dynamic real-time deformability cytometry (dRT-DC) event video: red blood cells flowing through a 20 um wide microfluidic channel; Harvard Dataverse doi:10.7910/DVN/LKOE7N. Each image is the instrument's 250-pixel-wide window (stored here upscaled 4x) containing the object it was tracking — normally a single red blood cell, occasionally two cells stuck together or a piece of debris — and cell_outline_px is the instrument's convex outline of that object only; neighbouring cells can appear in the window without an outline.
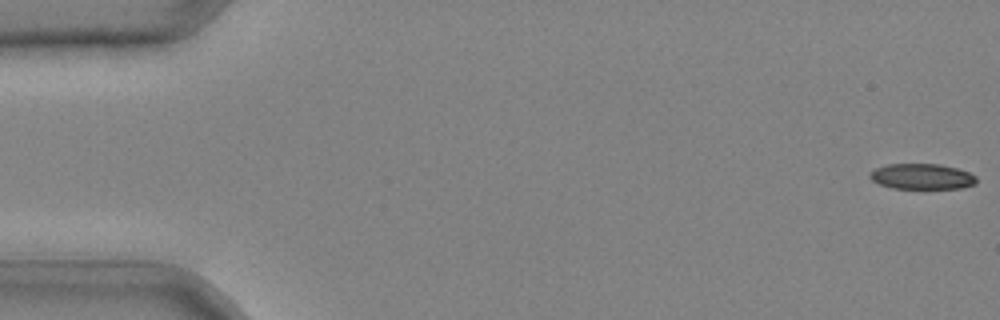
{"species": "common noctule bat (a hibernating species)", "species_latin": "Nyctalus noctula", "temperature_condition": "cold", "stored_images_in_passage": 42, "camera_frame_rate_fps": 3000, "um_per_image_px": 0.085, "animal": {"sex": "male", "body_mass_g": 20.4}, "frame": {"image": 1, "passage_image": 1, "time_ms": 0.0, "image_size_px": [1000, 320], "cell_outline_px": [[976, 184], [960, 188], [892, 188], [880, 184], [872, 180], [868, 176], [876, 168], [888, 164], [940, 164], [956, 168], [968, 172], [976, 176]], "centroid_in_image_um": [78.37, 15.0], "position_along_channel_um": 6.6, "area_um2": 15.72}}
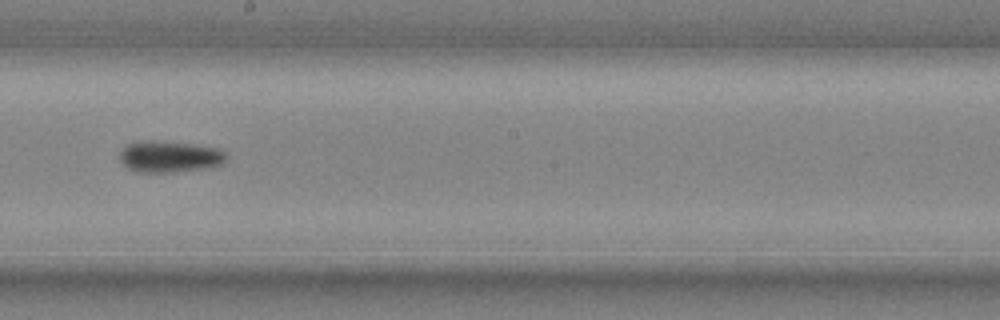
{"frame": {"image": 2, "passage_image": 25, "time_ms": 8.0, "image_size_px": [1000, 320], "cell_outline_px": [[228, 160], [224, 164], [208, 168], [176, 172], [136, 172], [128, 168], [120, 160], [120, 152], [128, 144], [136, 140], [156, 140], [196, 144], [220, 148], [228, 156]], "centroid_in_image_um": [14.47, 13.3], "position_along_channel_um": 233.7, "area_um2": 20.06}}
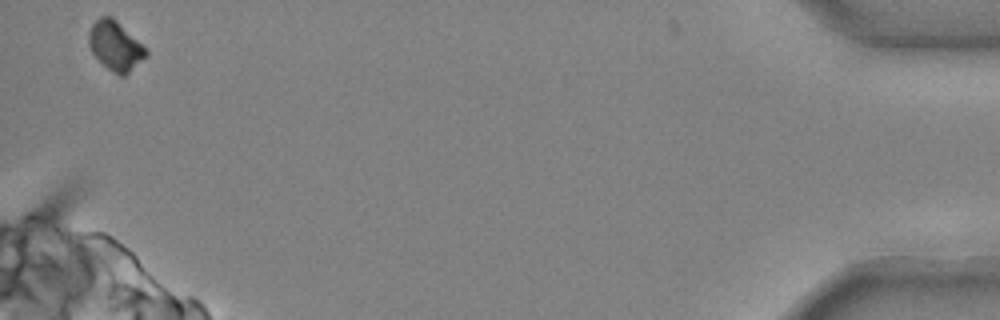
{"frame": {"image": 3, "passage_image": 42, "time_ms": 13.667, "image_size_px": [1000, 320], "cell_outline_px": [[148, 56], [124, 76], [120, 76], [112, 72], [92, 52], [88, 44], [88, 32], [92, 24], [100, 16], [112, 16], [148, 52]], "centroid_in_image_um": [9.78, 3.9], "position_along_channel_um": 425.4, "area_um2": 16.07}}